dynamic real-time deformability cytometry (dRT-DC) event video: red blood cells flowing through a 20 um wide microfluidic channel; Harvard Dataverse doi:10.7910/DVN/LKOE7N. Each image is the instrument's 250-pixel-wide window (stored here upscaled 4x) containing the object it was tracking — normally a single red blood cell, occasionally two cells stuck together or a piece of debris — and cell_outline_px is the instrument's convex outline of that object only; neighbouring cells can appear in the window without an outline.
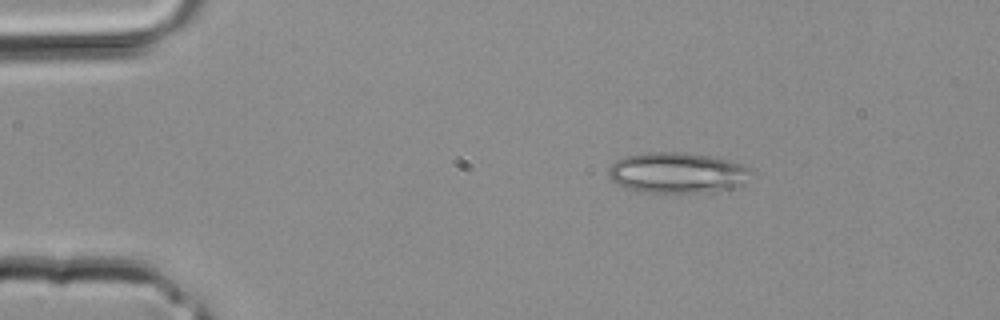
{"species": "common noctule bat (a hibernating species)", "species_latin": "Nyctalus noctula", "temperature_condition": "room temperature", "stored_images_in_passage": 3, "camera_frame_rate_fps": 3000, "um_per_image_px": 0.085, "animal": {"sex": "male", "body_mass_g": 20.4}, "frame": {"image": 1, "passage_image": 1, "time_ms": 0.0, "image_size_px": [1000, 320], "cell_outline_px": [[756, 172], [740, 184], [728, 188], [712, 192], [636, 192], [616, 184], [608, 176], [608, 168], [616, 160], [624, 156], [644, 152], [684, 152], [712, 156], [728, 160], [740, 164]], "centroid_in_image_um": [57.52, 14.67], "position_along_channel_um": 27.5, "area_um2": 33.99}}